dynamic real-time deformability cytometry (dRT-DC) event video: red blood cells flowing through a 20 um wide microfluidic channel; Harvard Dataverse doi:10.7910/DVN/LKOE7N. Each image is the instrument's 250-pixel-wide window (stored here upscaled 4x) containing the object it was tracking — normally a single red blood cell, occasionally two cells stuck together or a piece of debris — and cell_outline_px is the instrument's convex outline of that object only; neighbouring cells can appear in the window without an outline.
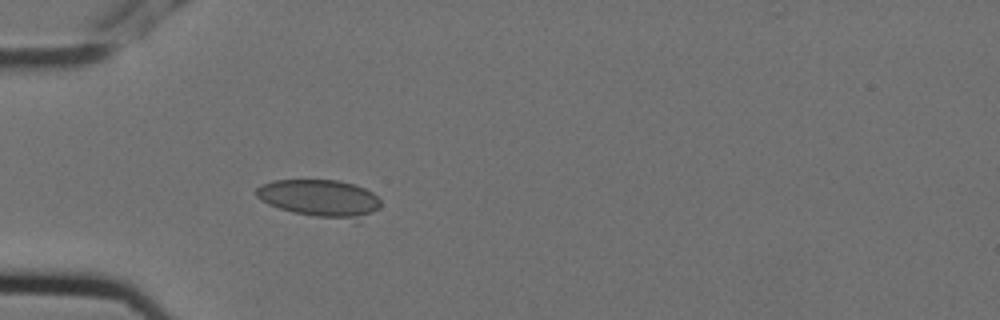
{"species": "Egyptian fruit bat (a non-hibernating species)", "species_latin": "Rousettus aegyptiacus", "temperature_condition": "cold", "stored_images_in_passage": 5, "camera_frame_rate_fps": 3000, "um_per_image_px": 0.085, "animal": {"sex": "female"}, "frame": {"image": 1, "passage_image": 5, "time_ms": 1.333, "image_size_px": [1000, 320], "cell_outline_px": [[380, 208], [356, 224], [352, 224], [292, 212], [268, 204], [260, 200], [256, 196], [256, 188], [260, 184], [272, 180], [340, 180], [364, 188], [372, 192], [380, 200]], "centroid_in_image_um": [27.25, 16.91], "position_along_channel_um": 57.7, "area_um2": 28.09}}